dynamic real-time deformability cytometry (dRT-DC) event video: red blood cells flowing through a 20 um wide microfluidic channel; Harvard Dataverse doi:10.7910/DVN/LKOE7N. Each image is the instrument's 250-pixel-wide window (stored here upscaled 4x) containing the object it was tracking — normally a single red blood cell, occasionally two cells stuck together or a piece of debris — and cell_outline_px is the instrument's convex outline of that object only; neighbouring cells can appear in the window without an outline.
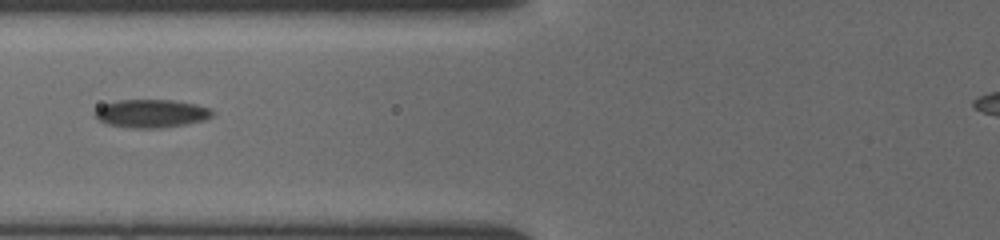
{"species": "common noctule bat (a hibernating species)", "species_latin": "Nyctalus noctula", "temperature_condition": "cold", "stored_images_in_passage": 5, "camera_frame_rate_fps": 3000, "um_per_image_px": 0.085, "animal": {"sex": "female", "body_mass_g": 19.5, "forearm_length_mm": 54.1}, "frame": {"image": 1, "passage_image": 4, "time_ms": 2.667, "image_size_px": [1000, 240], "cell_outline_px": [[212, 116], [204, 120], [184, 124], [160, 128], [132, 128], [108, 124], [100, 120], [92, 112], [96, 108], [104, 104], [120, 100], [172, 100], [196, 104], [208, 108], [212, 112]], "centroid_in_image_um": [12.83, 9.64], "position_along_channel_um": 113.0, "area_um2": 19.07}}